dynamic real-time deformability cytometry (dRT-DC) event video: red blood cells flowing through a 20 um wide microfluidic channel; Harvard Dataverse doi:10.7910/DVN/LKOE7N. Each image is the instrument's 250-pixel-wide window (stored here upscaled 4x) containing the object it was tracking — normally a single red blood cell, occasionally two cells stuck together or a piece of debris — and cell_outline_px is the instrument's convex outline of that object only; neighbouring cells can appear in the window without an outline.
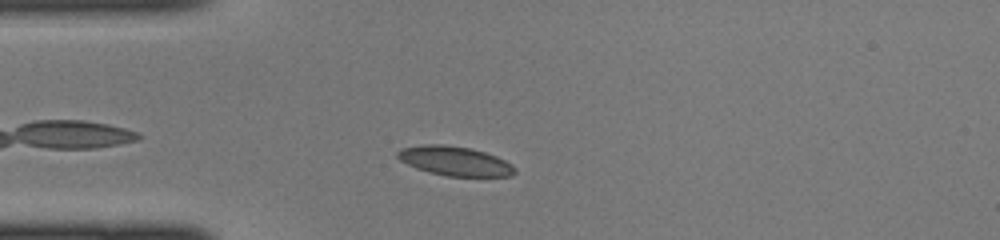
{"species": "common noctule bat (a hibernating species)", "species_latin": "Nyctalus noctula", "temperature_condition": "cold", "stored_images_in_passage": 37, "camera_frame_rate_fps": 3000, "um_per_image_px": 0.085, "animal": {"sex": "female", "body_mass_g": 22.0, "forearm_length_mm": 56.7}, "frame": {"image": 1, "passage_image": 4, "time_ms": 1.0, "image_size_px": [1000, 240], "cell_outline_px": [[516, 172], [512, 176], [448, 176], [428, 172], [416, 168], [400, 160], [396, 156], [396, 152], [400, 148], [424, 144], [444, 144], [468, 148], [484, 152], [496, 156], [512, 164], [516, 168]], "centroid_in_image_um": [38.65, 13.68], "position_along_channel_um": 46.4, "area_um2": 20.06}}
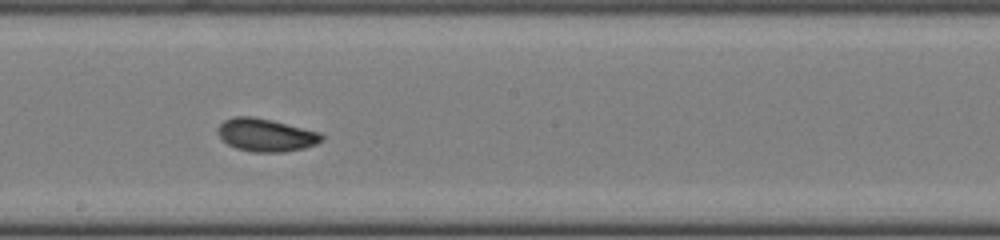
{"frame": {"image": 2, "passage_image": 17, "time_ms": 5.333, "image_size_px": [1000, 240], "cell_outline_px": [[324, 140], [316, 144], [304, 148], [284, 152], [252, 152], [236, 148], [228, 144], [216, 132], [216, 128], [224, 120], [236, 116], [252, 116], [272, 120], [320, 132], [324, 136]], "centroid_in_image_um": [22.61, 11.47], "position_along_channel_um": 225.6, "area_um2": 20.0}}
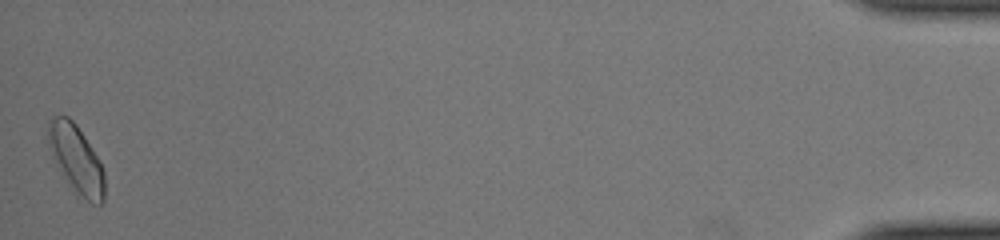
{"frame": {"image": 3, "passage_image": 37, "time_ms": 12.0, "image_size_px": [1000, 240], "cell_outline_px": [[104, 200], [100, 204], [92, 204], [76, 196], [72, 192], [52, 156], [48, 140], [48, 120], [56, 116], [68, 116], [76, 124], [84, 136], [96, 156], [104, 172]], "centroid_in_image_um": [6.47, 13.59], "position_along_channel_um": 428.7, "area_um2": 22.31}}